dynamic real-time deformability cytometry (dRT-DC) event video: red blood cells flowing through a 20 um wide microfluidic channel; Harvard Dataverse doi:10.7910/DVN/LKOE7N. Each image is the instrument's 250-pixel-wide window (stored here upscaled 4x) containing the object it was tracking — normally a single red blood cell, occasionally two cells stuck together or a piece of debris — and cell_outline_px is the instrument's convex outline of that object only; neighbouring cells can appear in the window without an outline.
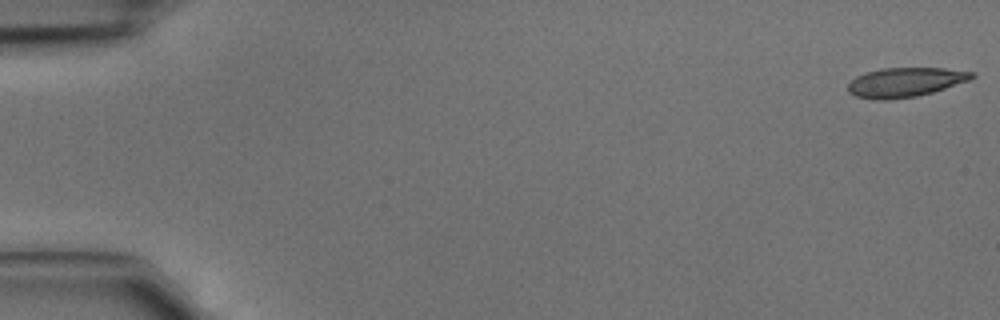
{"species": "common noctule bat (a hibernating species)", "species_latin": "Nyctalus noctula", "temperature_condition": "cold", "stored_images_in_passage": 45, "camera_frame_rate_fps": 3000, "um_per_image_px": 0.085, "animal": {"sex": "male", "body_mass_g": 15.6}, "frame": {"image": 1, "passage_image": 1, "time_ms": 0.0, "image_size_px": [1000, 320], "cell_outline_px": [[976, 76], [968, 80], [932, 92], [916, 96], [888, 100], [872, 100], [856, 96], [848, 92], [848, 84], [856, 76], [880, 68], [944, 68], [976, 72]], "centroid_in_image_um": [76.93, 6.99], "position_along_channel_um": 8.1, "area_um2": 21.15}}
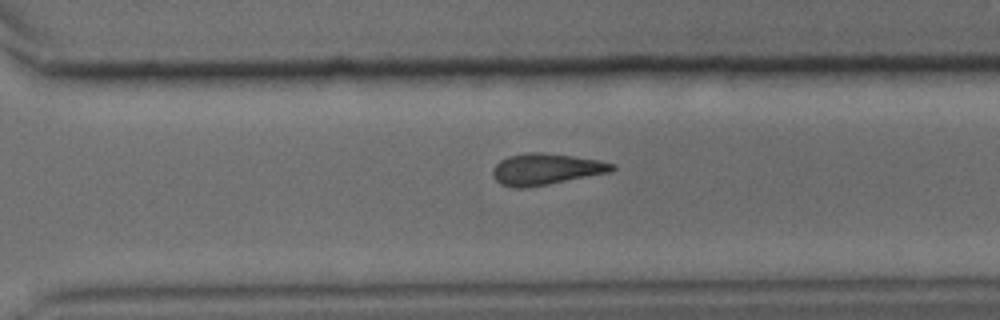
{"frame": {"image": 2, "passage_image": 32, "time_ms": 10.333, "image_size_px": [1000, 320], "cell_outline_px": [[616, 168], [612, 172], [548, 184], [524, 188], [516, 188], [500, 184], [492, 176], [492, 168], [500, 160], [508, 156], [528, 152], [540, 152], [572, 156], [600, 160], [616, 164]], "centroid_in_image_um": [46.41, 14.38], "position_along_channel_um": 324.2, "area_um2": 21.91}}
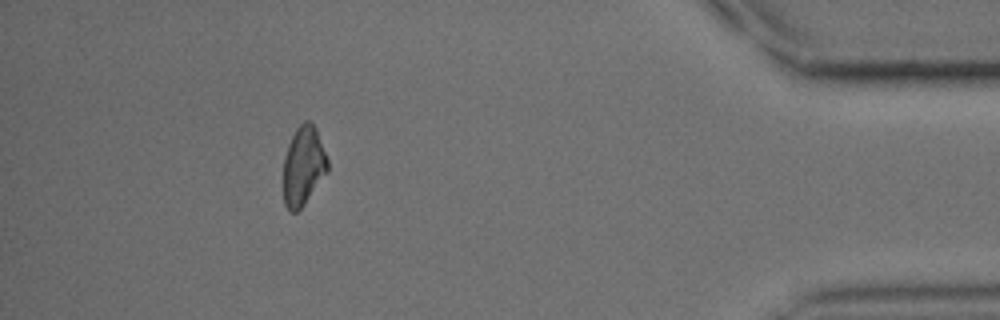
{"frame": {"image": 3, "passage_image": 41, "time_ms": 13.333, "image_size_px": [1000, 320], "cell_outline_px": [[328, 172], [304, 204], [296, 212], [292, 212], [284, 204], [284, 156], [288, 144], [296, 128], [304, 120], [308, 120], [316, 128], [328, 160]], "centroid_in_image_um": [25.79, 14.09], "position_along_channel_um": 409.4, "area_um2": 20.29}}